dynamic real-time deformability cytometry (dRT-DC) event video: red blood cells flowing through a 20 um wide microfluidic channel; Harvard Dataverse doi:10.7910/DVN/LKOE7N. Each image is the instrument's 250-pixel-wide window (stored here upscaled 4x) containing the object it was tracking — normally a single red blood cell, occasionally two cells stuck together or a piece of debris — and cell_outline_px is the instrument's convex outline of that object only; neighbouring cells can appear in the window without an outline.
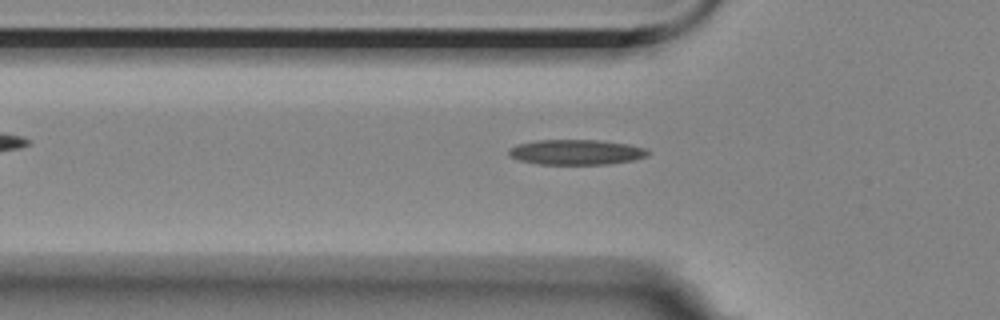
{"species": "Egyptian fruit bat (a non-hibernating species)", "species_latin": "Rousettus aegyptiacus", "temperature_condition": "room temperature", "stored_images_in_passage": 52, "camera_frame_rate_fps": 3000, "um_per_image_px": 0.085, "animal": {"sex": "female"}, "frame": {"image": 1, "passage_image": 14, "time_ms": 4.333, "image_size_px": [1000, 320], "cell_outline_px": [[652, 152], [648, 156], [636, 160], [608, 164], [536, 164], [520, 160], [508, 156], [508, 148], [516, 144], [536, 140], [596, 140], [628, 144], [644, 148]], "centroid_in_image_um": [48.97, 12.93], "position_along_channel_um": 76.8, "area_um2": 20.63}}
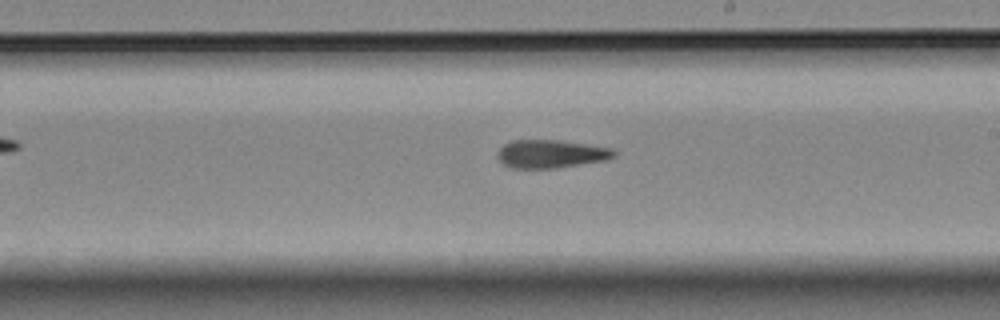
{"frame": {"image": 2, "passage_image": 28, "time_ms": 9.0, "image_size_px": [1000, 320], "cell_outline_px": [[616, 156], [604, 160], [556, 168], [512, 168], [504, 164], [496, 156], [496, 152], [504, 144], [512, 140], [560, 140], [588, 144], [612, 148], [616, 152]], "centroid_in_image_um": [46.81, 13.07], "position_along_channel_um": 242.2, "area_um2": 19.13}}
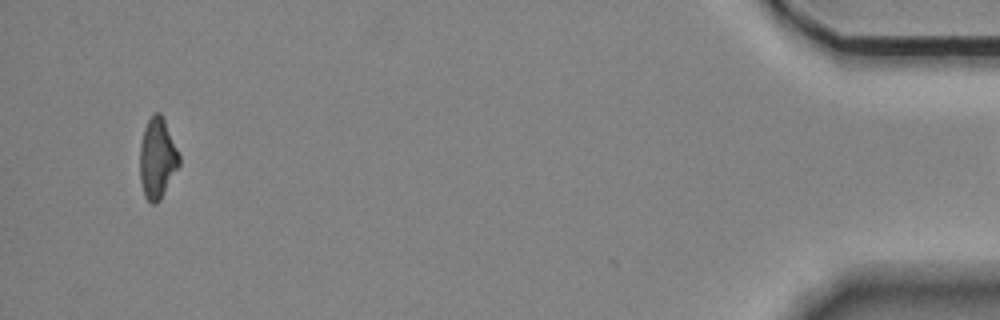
{"frame": {"image": 3, "passage_image": 50, "time_ms": 16.333, "image_size_px": [1000, 320], "cell_outline_px": [[180, 164], [160, 200], [156, 204], [152, 204], [144, 196], [140, 180], [140, 144], [144, 128], [148, 120], [156, 112], [160, 112], [164, 120], [180, 156]], "centroid_in_image_um": [13.36, 13.48], "position_along_channel_um": 421.8, "area_um2": 18.26}, "authors_computed_cell_mechanics": {"area_um2": 19.2474, "velocity_mm_per_s": 3.5252, "shape_relaxation_time_tau1_ms": 11.2206, "shape_relaxation_time_tau2_ms": 4.1681, "deformation_change_tau1": 0.2437, "deformation_change_tau2": 0.1407}}